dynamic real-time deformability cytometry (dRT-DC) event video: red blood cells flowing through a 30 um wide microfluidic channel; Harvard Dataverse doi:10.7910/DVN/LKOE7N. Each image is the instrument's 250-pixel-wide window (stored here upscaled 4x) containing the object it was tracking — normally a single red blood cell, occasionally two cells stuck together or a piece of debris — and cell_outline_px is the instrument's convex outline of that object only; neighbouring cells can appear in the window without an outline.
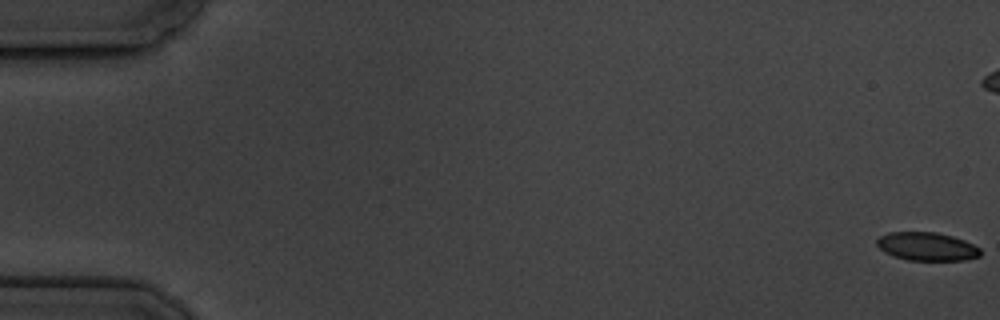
{"species": "common noctule bat (a hibernating species)", "species_latin": "Nyctalus noctula", "temperature_condition": "cold", "stored_images_in_passage": 7, "camera_frame_rate_fps": 3000, "um_per_image_px": 0.085, "animal": {"sex": "male", "body_mass_g": 19.5, "forearm_length_mm": 54.6}, "frame": {"image": 1, "passage_image": 1, "time_ms": 0.0, "image_size_px": [1000, 320], "cell_outline_px": [[980, 256], [964, 260], [908, 260], [892, 256], [884, 252], [876, 244], [876, 240], [880, 236], [888, 232], [936, 232], [952, 236], [964, 240], [980, 248]], "centroid_in_image_um": [78.76, 20.95], "position_along_channel_um": 6.2, "area_um2": 17.11}}